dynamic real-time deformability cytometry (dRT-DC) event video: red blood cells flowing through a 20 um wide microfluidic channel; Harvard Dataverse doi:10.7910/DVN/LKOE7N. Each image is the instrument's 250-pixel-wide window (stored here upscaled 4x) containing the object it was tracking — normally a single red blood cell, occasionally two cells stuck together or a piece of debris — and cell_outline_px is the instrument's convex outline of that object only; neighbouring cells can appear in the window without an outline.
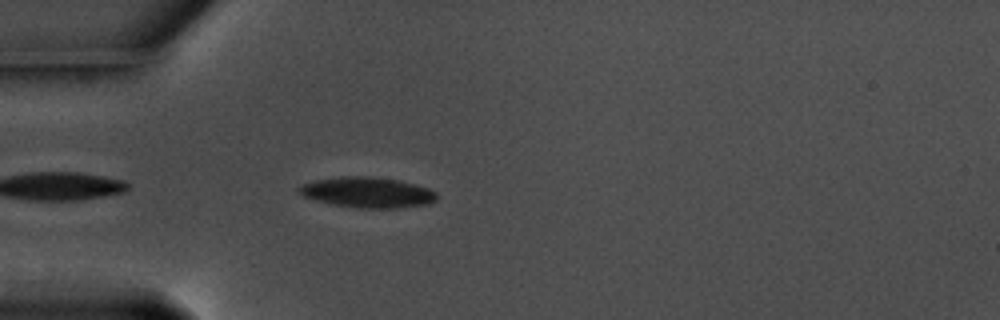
{"species": "common noctule bat (a hibernating species)", "species_latin": "Nyctalus noctula", "temperature_condition": "warm", "stored_images_in_passage": 26, "camera_frame_rate_fps": 3000, "um_per_image_px": 0.085, "animal": {"sex": "male", "body_mass_g": 17.5, "forearm_length_mm": 52.3}, "frame": {"image": 1, "passage_image": 4, "time_ms": 1.0, "image_size_px": [1000, 320], "cell_outline_px": [[436, 200], [428, 204], [396, 208], [360, 208], [332, 204], [304, 196], [296, 188], [304, 184], [316, 180], [344, 176], [368, 176], [396, 180], [428, 188], [436, 192]], "centroid_in_image_um": [31.25, 16.36], "position_along_channel_um": 53.8, "area_um2": 24.04}}
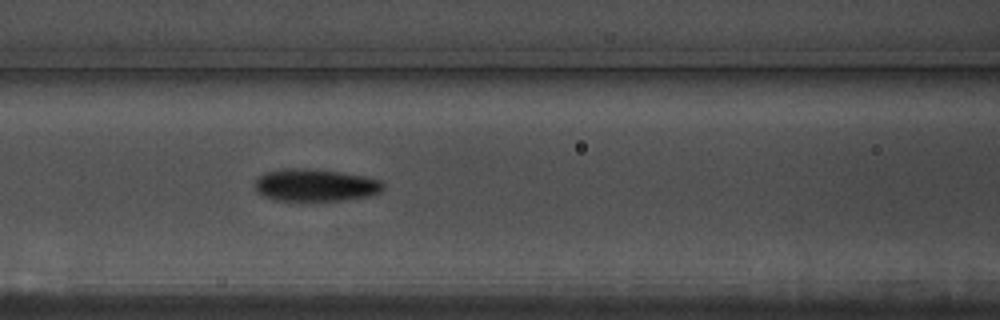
{"frame": {"image": 2, "passage_image": 12, "time_ms": 3.667, "image_size_px": [1000, 320], "cell_outline_px": [[384, 188], [380, 192], [368, 196], [344, 200], [276, 200], [264, 196], [256, 188], [256, 180], [264, 172], [284, 168], [288, 168], [336, 172], [364, 176], [380, 180], [384, 184]], "centroid_in_image_um": [26.82, 15.74], "position_along_channel_um": 139.8, "area_um2": 23.58}}
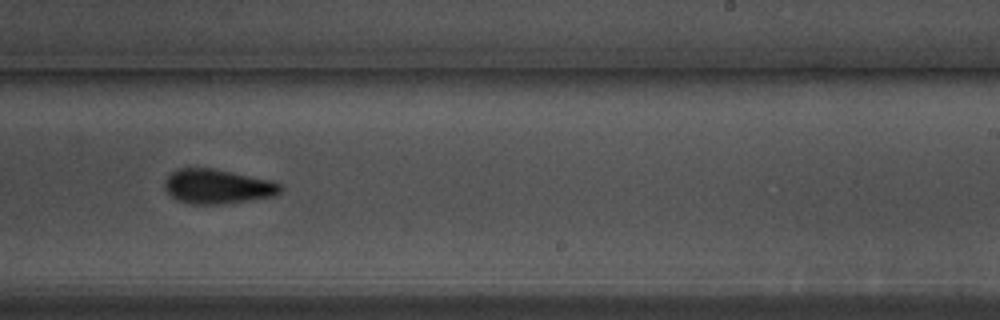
{"frame": {"image": 3, "passage_image": 23, "time_ms": 7.333, "image_size_px": [1000, 320], "cell_outline_px": [[284, 188], [276, 196], [220, 204], [192, 204], [180, 200], [172, 196], [164, 188], [164, 180], [176, 168], [212, 168], [272, 180], [280, 184]], "centroid_in_image_um": [18.5, 15.84], "position_along_channel_um": 270.5, "area_um2": 23.24}}